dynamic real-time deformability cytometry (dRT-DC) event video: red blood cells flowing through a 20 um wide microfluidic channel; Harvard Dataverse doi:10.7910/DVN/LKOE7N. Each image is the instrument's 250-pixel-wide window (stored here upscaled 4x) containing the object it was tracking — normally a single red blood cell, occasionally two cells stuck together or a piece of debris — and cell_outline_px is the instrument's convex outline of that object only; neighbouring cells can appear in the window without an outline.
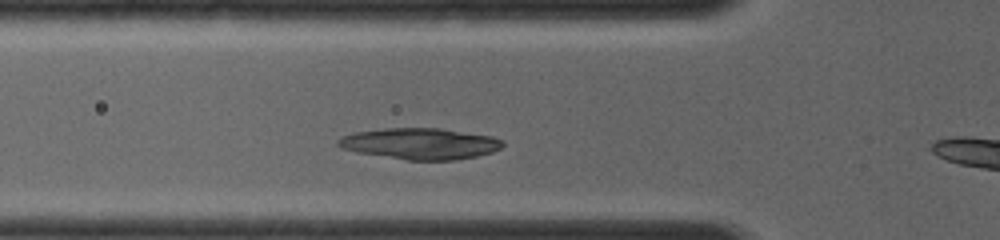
{"species": "common noctule bat (a hibernating species)", "species_latin": "Nyctalus noctula", "temperature_condition": "room temperature", "stored_images_in_passage": 17, "camera_frame_rate_fps": 4000, "um_per_image_px": 0.085, "animal": {"sex": "female", "body_mass_g": 19.0, "forearm_length_mm": 56.7}, "frame": {"image": 1, "passage_image": 3, "time_ms": 0.75, "image_size_px": [1000, 240], "cell_outline_px": [[504, 144], [500, 148], [492, 152], [476, 156], [456, 160], [408, 160], [360, 152], [344, 148], [336, 144], [336, 140], [344, 136], [356, 132], [388, 128], [440, 128], [488, 136], [504, 140]], "centroid_in_image_um": [35.75, 12.21], "position_along_channel_um": 90.1, "area_um2": 29.42}}
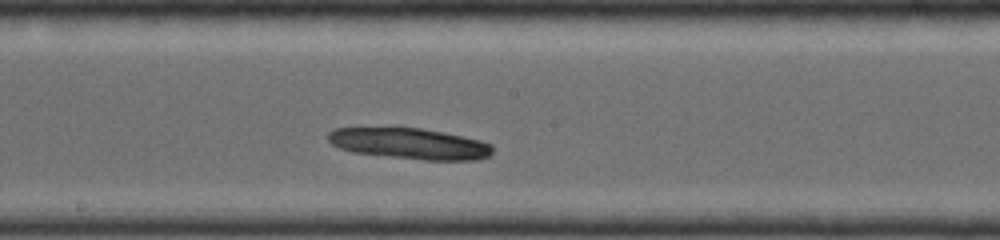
{"frame": {"image": 2, "passage_image": 10, "time_ms": 3.5, "image_size_px": [1000, 240], "cell_outline_px": [[492, 152], [488, 156], [476, 160], [424, 160], [356, 152], [340, 148], [332, 144], [328, 140], [328, 136], [336, 128], [420, 128], [480, 140], [492, 144]], "centroid_in_image_um": [34.86, 12.21], "position_along_channel_um": 213.3, "area_um2": 29.07}}
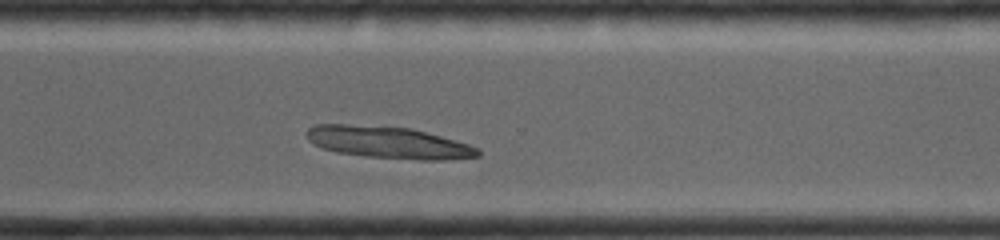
{"frame": {"image": 3, "passage_image": 17, "time_ms": 6.25, "image_size_px": [1000, 240], "cell_outline_px": [[480, 156], [444, 160], [420, 160], [368, 156], [340, 152], [324, 148], [308, 140], [308, 128], [316, 124], [344, 124], [408, 128], [424, 132], [468, 144], [476, 148], [480, 152]], "centroid_in_image_um": [33.02, 12.11], "position_along_channel_um": 337.6, "area_um2": 31.04}}